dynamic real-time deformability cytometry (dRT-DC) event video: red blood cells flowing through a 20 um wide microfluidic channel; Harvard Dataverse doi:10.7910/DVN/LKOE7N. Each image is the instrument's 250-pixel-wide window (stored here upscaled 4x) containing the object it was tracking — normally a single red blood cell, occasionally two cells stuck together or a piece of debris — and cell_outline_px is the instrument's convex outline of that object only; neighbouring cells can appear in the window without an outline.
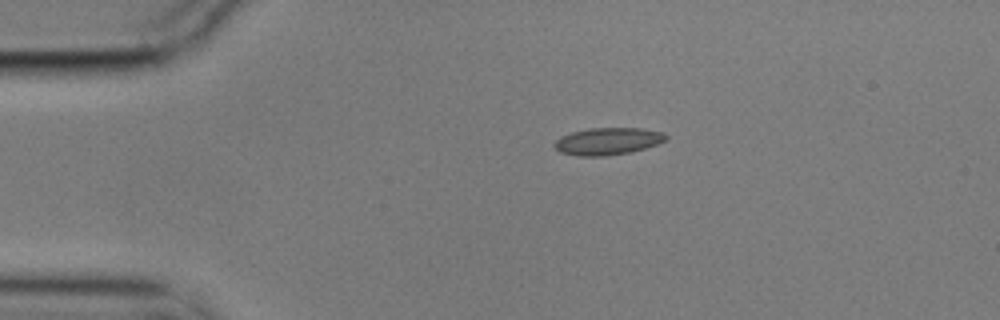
{"species": "common noctule bat (a hibernating species)", "species_latin": "Nyctalus noctula", "temperature_condition": "cold", "stored_images_in_passage": 8, "camera_frame_rate_fps": 3000, "um_per_image_px": 0.085, "animal": {"sex": "male", "body_mass_g": 17.9}, "frame": {"image": 1, "passage_image": 1, "time_ms": 0.0, "image_size_px": [1000, 320], "cell_outline_px": [[668, 136], [664, 140], [656, 144], [632, 152], [604, 156], [580, 156], [560, 152], [552, 144], [560, 136], [572, 132], [588, 128], [640, 128], [664, 132]], "centroid_in_image_um": [51.64, 12.0], "position_along_channel_um": 33.4, "area_um2": 17.63}}
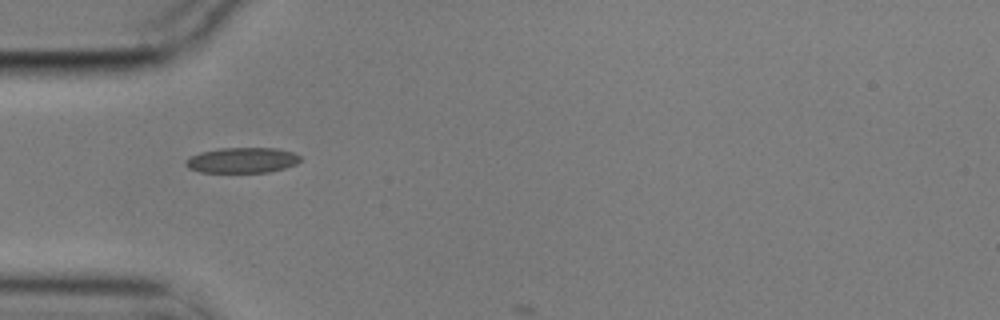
{"frame": {"image": 2, "passage_image": 7, "time_ms": 2.0, "image_size_px": [1000, 320], "cell_outline_px": [[300, 160], [296, 164], [284, 168], [268, 172], [200, 172], [188, 168], [184, 164], [192, 156], [200, 152], [220, 148], [276, 148], [292, 152], [300, 156]], "centroid_in_image_um": [20.59, 13.62], "position_along_channel_um": 64.4, "area_um2": 16.82}}